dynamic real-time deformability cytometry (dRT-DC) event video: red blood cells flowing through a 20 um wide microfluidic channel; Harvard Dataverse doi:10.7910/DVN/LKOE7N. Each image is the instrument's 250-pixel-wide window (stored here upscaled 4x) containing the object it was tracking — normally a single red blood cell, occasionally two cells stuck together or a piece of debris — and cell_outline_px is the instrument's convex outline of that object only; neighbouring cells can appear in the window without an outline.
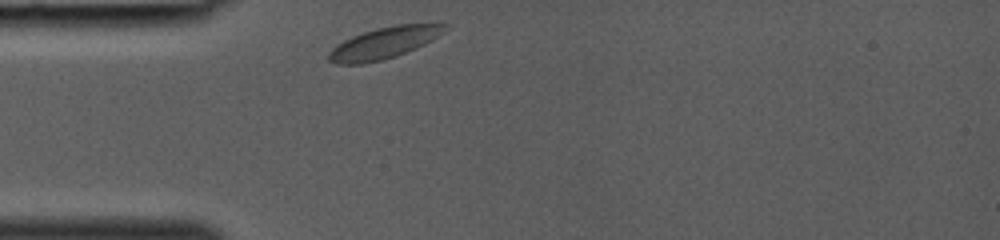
{"species": "common noctule bat (a hibernating species)", "species_latin": "Nyctalus noctula", "temperature_condition": "room temperature", "stored_images_in_passage": 23, "camera_frame_rate_fps": 3000, "um_per_image_px": 0.085, "animal": {"sex": "female", "body_mass_g": 19.0, "forearm_length_mm": 53.3}, "frame": {"image": 1, "passage_image": 1, "time_ms": 0.0, "image_size_px": [1000, 240], "cell_outline_px": [[452, 24], [444, 32], [432, 40], [416, 48], [396, 56], [380, 60], [360, 64], [336, 64], [328, 60], [328, 52], [336, 44], [352, 36], [376, 28], [396, 24]], "centroid_in_image_um": [32.64, 3.64], "position_along_channel_um": 52.4, "area_um2": 21.27}}
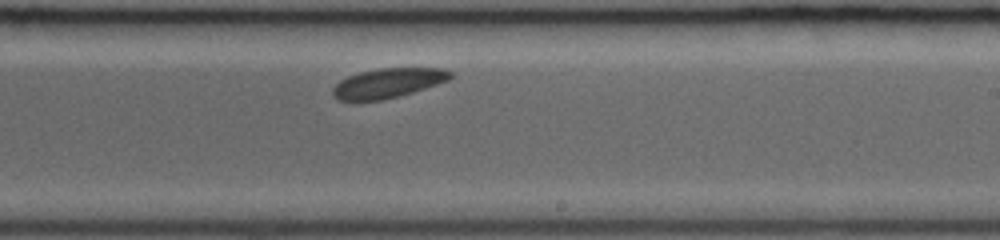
{"frame": {"image": 2, "passage_image": 14, "time_ms": 4.333, "image_size_px": [1000, 240], "cell_outline_px": [[452, 76], [448, 80], [412, 92], [380, 100], [352, 104], [340, 100], [332, 96], [332, 88], [340, 80], [348, 76], [360, 72], [380, 68], [444, 68], [452, 72]], "centroid_in_image_um": [32.88, 7.09], "position_along_channel_um": 256.1, "area_um2": 20.58}}
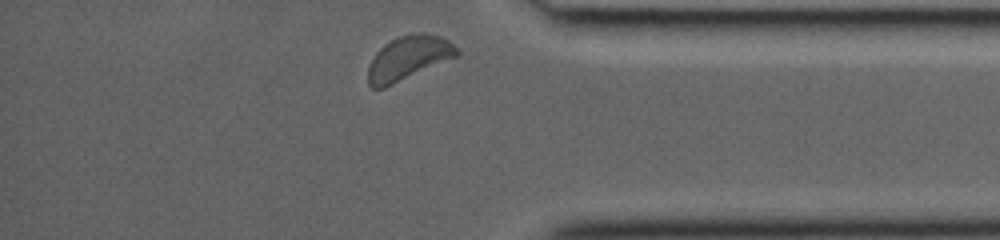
{"frame": {"image": 3, "passage_image": 23, "time_ms": 7.333, "image_size_px": [1000, 240], "cell_outline_px": [[460, 56], [384, 88], [372, 88], [368, 84], [368, 68], [376, 52], [384, 44], [396, 36], [420, 32], [424, 32], [440, 36], [448, 40], [460, 52]], "centroid_in_image_um": [34.74, 4.92], "position_along_channel_um": 400.5, "area_um2": 23.0}}